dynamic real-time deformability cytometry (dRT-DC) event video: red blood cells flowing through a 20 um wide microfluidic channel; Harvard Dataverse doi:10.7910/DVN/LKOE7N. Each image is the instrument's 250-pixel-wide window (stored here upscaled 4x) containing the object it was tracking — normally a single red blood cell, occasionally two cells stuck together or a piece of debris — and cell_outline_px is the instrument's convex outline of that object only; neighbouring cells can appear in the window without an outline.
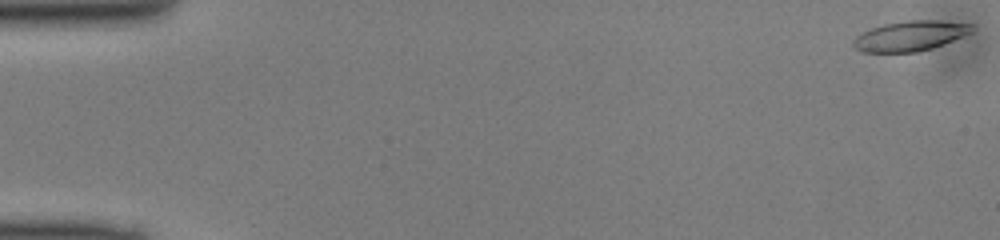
{"species": "common noctule bat (a hibernating species)", "species_latin": "Nyctalus noctula", "temperature_condition": "cold", "stored_images_in_passage": 49, "camera_frame_rate_fps": 3000, "um_per_image_px": 0.085, "animal": {"sex": "male", "body_mass_g": 13.0, "forearm_length_mm": 53.1}, "frame": {"image": 1, "passage_image": 1, "time_ms": 0.0, "image_size_px": [1000, 240], "cell_outline_px": [[976, 24], [972, 32], [932, 48], [916, 52], [864, 52], [856, 48], [852, 44], [852, 40], [856, 36], [872, 28], [884, 24], [908, 20], [940, 20]], "centroid_in_image_um": [77.39, 3.04], "position_along_channel_um": 7.6, "area_um2": 20.69}}
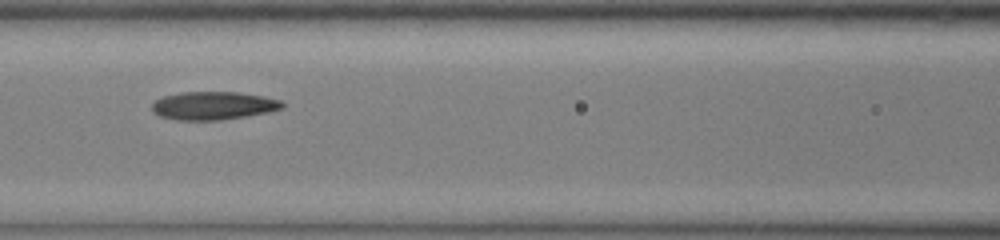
{"frame": {"image": 2, "passage_image": 22, "time_ms": 7.0, "image_size_px": [1000, 240], "cell_outline_px": [[284, 108], [268, 112], [220, 120], [176, 120], [160, 116], [152, 112], [152, 104], [156, 100], [164, 96], [184, 92], [236, 92], [264, 96], [280, 100], [284, 104]], "centroid_in_image_um": [18.13, 8.98], "position_along_channel_um": 148.5, "area_um2": 21.27}}
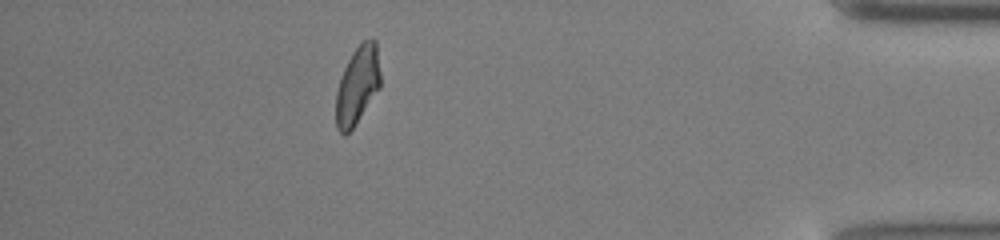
{"frame": {"image": 3, "passage_image": 44, "time_ms": 14.333, "image_size_px": [1000, 240], "cell_outline_px": [[380, 88], [356, 124], [344, 136], [336, 128], [336, 92], [340, 76], [352, 52], [360, 40], [376, 40], [380, 72]], "centroid_in_image_um": [30.38, 7.24], "position_along_channel_um": 404.8, "area_um2": 20.4}}